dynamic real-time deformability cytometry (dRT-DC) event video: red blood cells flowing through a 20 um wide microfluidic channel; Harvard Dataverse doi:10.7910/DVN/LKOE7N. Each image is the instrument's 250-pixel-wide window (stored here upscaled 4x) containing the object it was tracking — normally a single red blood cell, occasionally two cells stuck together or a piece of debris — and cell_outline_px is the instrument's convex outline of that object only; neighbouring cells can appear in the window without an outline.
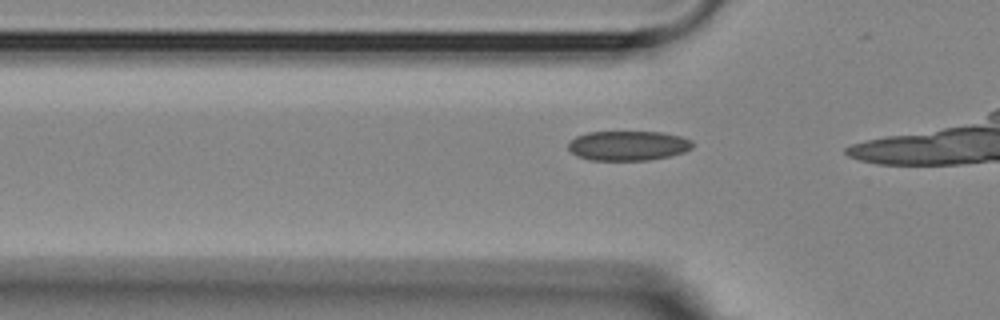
{"species": "Egyptian fruit bat (a non-hibernating species)", "species_latin": "Rousettus aegyptiacus", "temperature_condition": "room temperature", "stored_images_in_passage": 12, "camera_frame_rate_fps": 3000, "um_per_image_px": 0.085, "animal": {"sex": "female"}, "frame": {"image": 1, "passage_image": 7, "time_ms": 2.0, "image_size_px": [1000, 320], "cell_outline_px": [[696, 144], [692, 148], [684, 152], [668, 156], [648, 160], [592, 160], [576, 156], [568, 148], [568, 144], [576, 136], [588, 132], [664, 132], [680, 136], [692, 140]], "centroid_in_image_um": [53.42, 12.38], "position_along_channel_um": 72.4, "area_um2": 21.56}}